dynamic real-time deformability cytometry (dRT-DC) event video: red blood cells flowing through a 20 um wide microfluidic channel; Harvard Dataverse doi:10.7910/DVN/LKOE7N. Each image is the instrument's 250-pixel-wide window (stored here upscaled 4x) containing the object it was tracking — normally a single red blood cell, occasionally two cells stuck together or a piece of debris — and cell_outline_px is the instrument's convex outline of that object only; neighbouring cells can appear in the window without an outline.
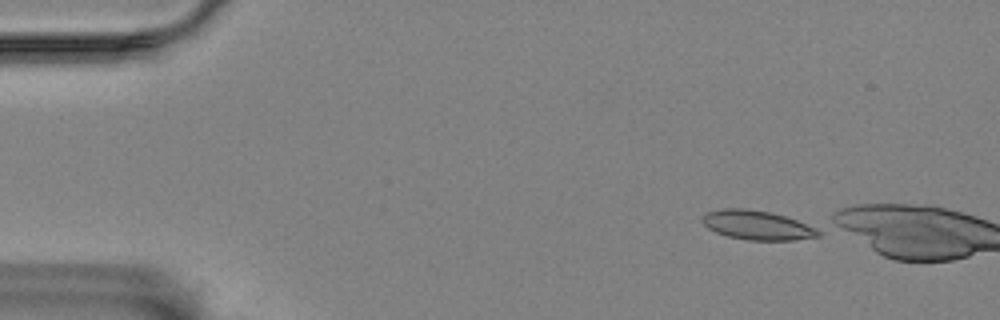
{"species": "Egyptian fruit bat (a non-hibernating species)", "species_latin": "Rousettus aegyptiacus", "temperature_condition": "room temperature", "stored_images_in_passage": 4, "camera_frame_rate_fps": 3000, "um_per_image_px": 0.085, "animal": {"sex": "female"}, "frame": {"image": 1, "passage_image": 1, "time_ms": 0.0, "image_size_px": [1000, 320], "cell_outline_px": [[820, 236], [796, 240], [748, 240], [728, 236], [716, 232], [708, 228], [700, 220], [708, 212], [724, 208], [744, 208], [772, 212], [796, 220], [816, 228], [820, 232]], "centroid_in_image_um": [64.36, 19.14], "position_along_channel_um": 20.6, "area_um2": 19.65}}